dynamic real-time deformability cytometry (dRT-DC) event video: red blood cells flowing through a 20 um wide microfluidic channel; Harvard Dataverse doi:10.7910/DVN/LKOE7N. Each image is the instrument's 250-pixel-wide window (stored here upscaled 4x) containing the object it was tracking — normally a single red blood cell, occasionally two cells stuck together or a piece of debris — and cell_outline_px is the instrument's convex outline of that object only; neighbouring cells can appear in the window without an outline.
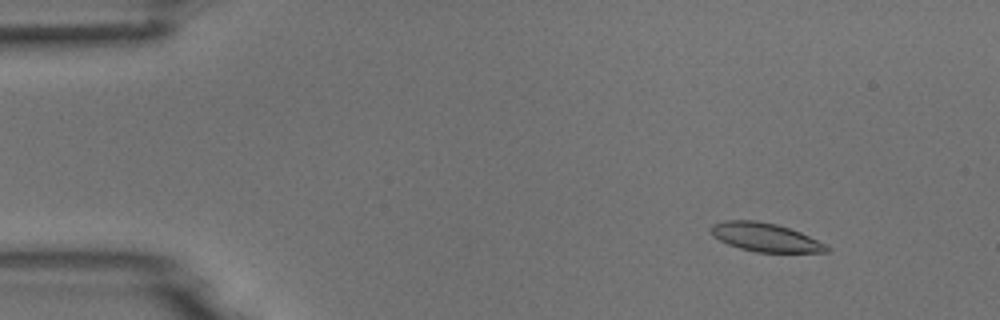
{"species": "common noctule bat (a hibernating species)", "species_latin": "Nyctalus noctula", "temperature_condition": "room temperature", "stored_images_in_passage": 4, "camera_frame_rate_fps": 3000, "um_per_image_px": 0.085, "animal": {"sex": "male", "body_mass_g": 18.8}, "frame": {"image": 1, "passage_image": 1, "time_ms": 0.0, "image_size_px": [1000, 320], "cell_outline_px": [[832, 248], [828, 252], [756, 252], [740, 248], [728, 244], [712, 236], [708, 228], [712, 224], [724, 220], [756, 220], [776, 224], [800, 232], [828, 244]], "centroid_in_image_um": [65.05, 20.16], "position_along_channel_um": 20.0, "area_um2": 19.48}}
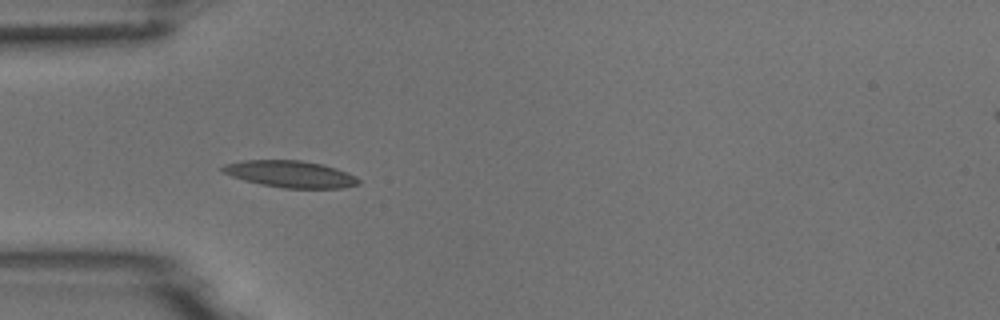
{"frame": {"image": 2, "passage_image": 3, "time_ms": 3.333, "image_size_px": [1000, 320], "cell_outline_px": [[360, 184], [344, 188], [284, 188], [260, 184], [244, 180], [232, 176], [224, 172], [220, 168], [224, 164], [240, 160], [300, 160], [324, 164], [348, 172], [356, 176], [360, 180]], "centroid_in_image_um": [24.71, 14.79], "position_along_channel_um": 60.3, "area_um2": 21.39}}